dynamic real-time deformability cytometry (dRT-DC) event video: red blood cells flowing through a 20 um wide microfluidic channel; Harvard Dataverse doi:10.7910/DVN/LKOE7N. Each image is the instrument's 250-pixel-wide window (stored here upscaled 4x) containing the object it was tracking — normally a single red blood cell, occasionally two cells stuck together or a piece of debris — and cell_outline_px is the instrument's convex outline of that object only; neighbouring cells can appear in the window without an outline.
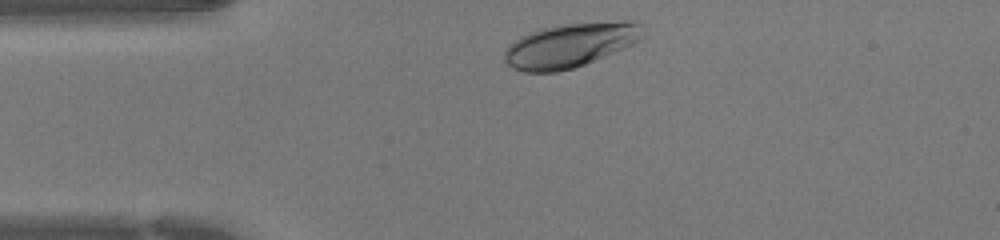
{"species": "human", "species_latin": "Homo sapiens", "temperature_condition": "warm", "stored_images_in_passage": 28, "camera_frame_rate_fps": 3000, "um_per_image_px": 0.085, "donor": {"sex": "female"}, "frame": {"image": 1, "passage_image": 1, "time_ms": 0.0, "image_size_px": [1000, 240], "cell_outline_px": [[648, 32], [644, 36], [632, 44], [624, 48], [584, 64], [572, 68], [556, 72], [524, 72], [512, 68], [504, 60], [504, 52], [508, 44], [520, 36], [528, 32], [544, 28], [568, 24], [624, 20], [640, 24]], "centroid_in_image_um": [48.47, 3.84], "position_along_channel_um": 36.5, "area_um2": 35.66}}
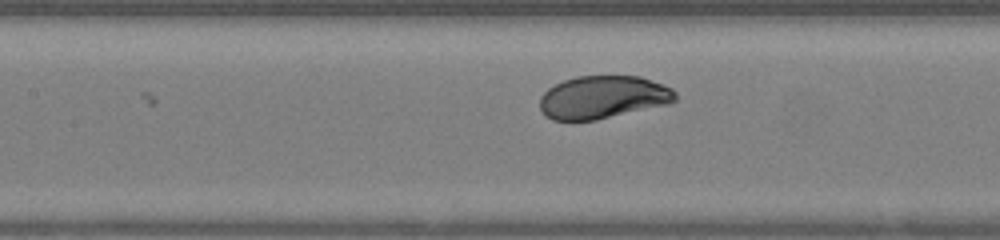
{"frame": {"image": 2, "passage_image": 11, "time_ms": 3.333, "image_size_px": [1000, 240], "cell_outline_px": [[676, 100], [672, 104], [596, 120], [552, 120], [540, 112], [540, 96], [548, 88], [564, 80], [576, 76], [640, 76], [672, 88], [676, 92]], "centroid_in_image_um": [51.26, 8.27], "position_along_channel_um": 156.1, "area_um2": 34.16}}
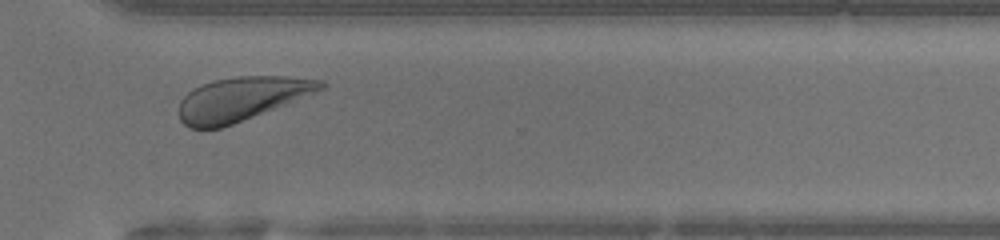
{"frame": {"image": 3, "passage_image": 24, "time_ms": 7.667, "image_size_px": [1000, 240], "cell_outline_px": [[328, 84], [324, 88], [316, 92], [232, 124], [220, 128], [188, 128], [180, 120], [180, 100], [188, 92], [212, 80], [236, 76], [284, 76], [324, 80]], "centroid_in_image_um": [20.53, 8.39], "position_along_channel_um": 350.1, "area_um2": 35.66}}